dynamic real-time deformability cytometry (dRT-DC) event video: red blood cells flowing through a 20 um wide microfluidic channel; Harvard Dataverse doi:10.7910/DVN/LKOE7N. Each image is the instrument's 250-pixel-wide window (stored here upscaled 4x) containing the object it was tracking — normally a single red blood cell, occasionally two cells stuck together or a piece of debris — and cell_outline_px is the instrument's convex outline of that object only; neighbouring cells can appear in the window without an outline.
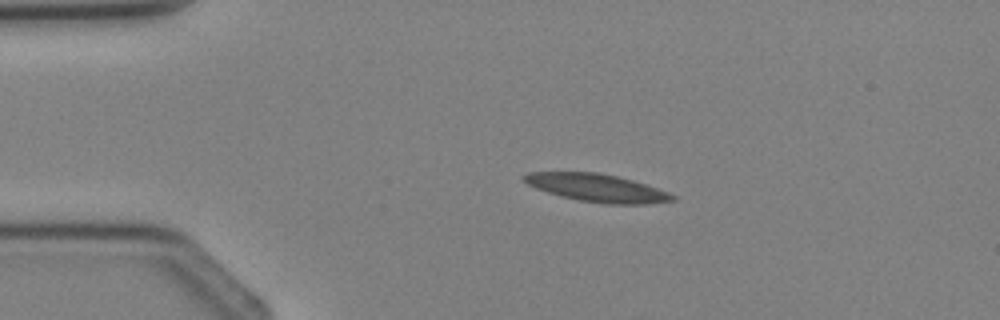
{"species": "Egyptian fruit bat (a non-hibernating species)", "species_latin": "Rousettus aegyptiacus", "temperature_condition": "cold", "stored_images_in_passage": 4, "camera_frame_rate_fps": 3000, "um_per_image_px": 0.085, "animal": {"sex": "female"}, "frame": {"image": 1, "passage_image": 3, "time_ms": 2.333, "image_size_px": [1000, 320], "cell_outline_px": [[676, 200], [648, 204], [604, 204], [580, 200], [548, 192], [536, 188], [528, 184], [520, 176], [528, 172], [596, 172], [616, 176], [632, 180], [668, 192], [676, 196]], "centroid_in_image_um": [50.75, 15.97], "position_along_channel_um": 34.3, "area_um2": 23.81}}